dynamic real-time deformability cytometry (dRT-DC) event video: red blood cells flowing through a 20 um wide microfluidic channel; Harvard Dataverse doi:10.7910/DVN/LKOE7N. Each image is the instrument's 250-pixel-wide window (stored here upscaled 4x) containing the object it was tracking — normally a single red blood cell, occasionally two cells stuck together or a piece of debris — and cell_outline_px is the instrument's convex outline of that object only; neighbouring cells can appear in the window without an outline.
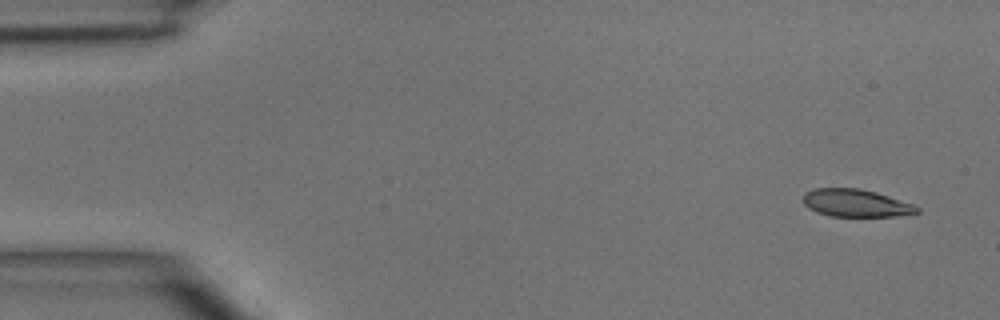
{"species": "common noctule bat (a hibernating species)", "species_latin": "Nyctalus noctula", "temperature_condition": "room temperature", "stored_images_in_passage": 4, "camera_frame_rate_fps": 3000, "um_per_image_px": 0.085, "animal": {"sex": "male", "body_mass_g": 15.6}, "frame": {"image": 1, "passage_image": 1, "time_ms": 0.0, "image_size_px": [1000, 320], "cell_outline_px": [[920, 212], [896, 216], [832, 216], [816, 212], [808, 208], [804, 204], [804, 192], [816, 188], [860, 188], [876, 192], [916, 204], [920, 208]], "centroid_in_image_um": [72.78, 17.25], "position_along_channel_um": 12.2, "area_um2": 18.44}}
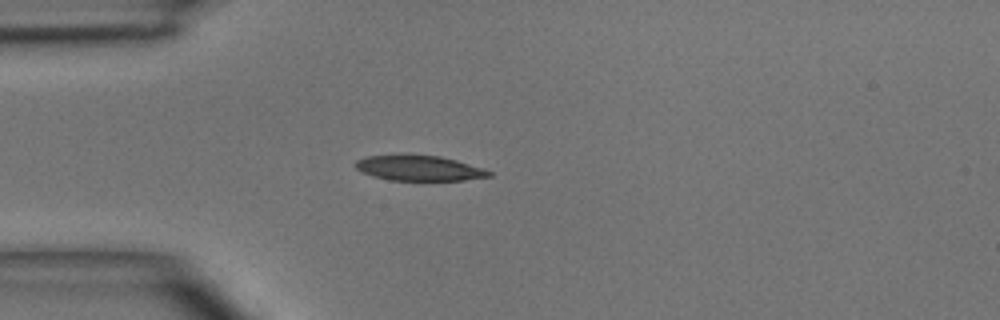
{"frame": {"image": 2, "passage_image": 4, "time_ms": 3.333, "image_size_px": [1000, 320], "cell_outline_px": [[492, 176], [464, 180], [388, 180], [372, 176], [356, 168], [352, 164], [356, 160], [364, 156], [440, 156], [456, 160], [484, 168], [492, 172]], "centroid_in_image_um": [35.63, 14.31], "position_along_channel_um": 49.4, "area_um2": 19.36}}